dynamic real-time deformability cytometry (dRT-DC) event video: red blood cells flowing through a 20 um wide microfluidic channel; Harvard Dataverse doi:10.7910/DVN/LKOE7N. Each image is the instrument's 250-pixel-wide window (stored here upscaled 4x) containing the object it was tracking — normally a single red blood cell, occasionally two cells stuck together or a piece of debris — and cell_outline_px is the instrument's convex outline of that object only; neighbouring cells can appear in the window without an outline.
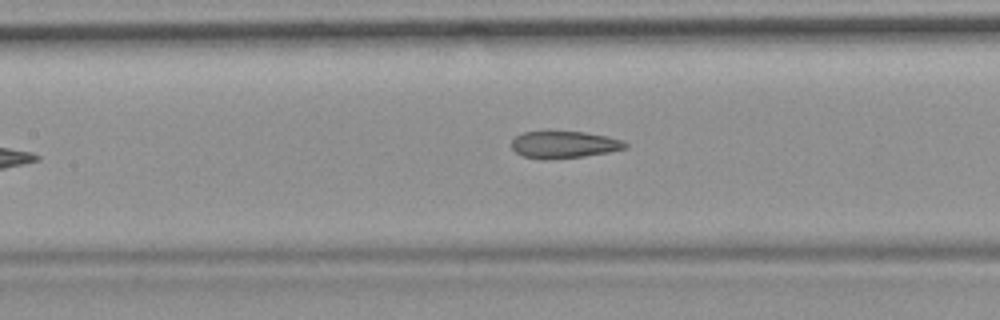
{"species": "common noctule bat (a hibernating species)", "species_latin": "Nyctalus noctula", "temperature_condition": "room temperature", "stored_images_in_passage": 29, "camera_frame_rate_fps": 3000, "um_per_image_px": 0.085, "animal": {"sex": "female", "body_mass_g": 19.9}, "frame": {"image": 1, "passage_image": 9, "time_ms": 2.667, "image_size_px": [1000, 320], "cell_outline_px": [[628, 148], [608, 152], [584, 156], [548, 160], [540, 160], [524, 156], [516, 152], [512, 148], [512, 140], [516, 136], [524, 132], [584, 132], [608, 136], [624, 140], [628, 144]], "centroid_in_image_um": [47.98, 12.3], "position_along_channel_um": 159.4, "area_um2": 17.98}, "authors_computed_cell_mechanics": {"area_um2": 18.3226, "velocity_mm_per_s": 3.7214, "shape_relaxation_time_tau1_ms": null, "shape_relaxation_time_tau2_ms": 2.1643, "deformation_change_tau1": null, "deformation_change_tau2": 0.1026}}